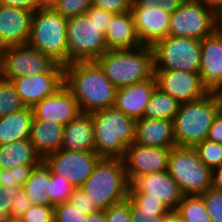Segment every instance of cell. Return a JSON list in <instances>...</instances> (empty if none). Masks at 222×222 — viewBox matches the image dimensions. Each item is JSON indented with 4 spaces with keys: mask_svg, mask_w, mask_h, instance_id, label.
<instances>
[{
    "mask_svg": "<svg viewBox=\"0 0 222 222\" xmlns=\"http://www.w3.org/2000/svg\"><path fill=\"white\" fill-rule=\"evenodd\" d=\"M64 86L78 102L82 113H92L114 105L117 88L96 61L65 65Z\"/></svg>",
    "mask_w": 222,
    "mask_h": 222,
    "instance_id": "obj_1",
    "label": "cell"
},
{
    "mask_svg": "<svg viewBox=\"0 0 222 222\" xmlns=\"http://www.w3.org/2000/svg\"><path fill=\"white\" fill-rule=\"evenodd\" d=\"M94 128V152L101 158L123 159L135 140L136 121L114 106L91 113Z\"/></svg>",
    "mask_w": 222,
    "mask_h": 222,
    "instance_id": "obj_2",
    "label": "cell"
},
{
    "mask_svg": "<svg viewBox=\"0 0 222 222\" xmlns=\"http://www.w3.org/2000/svg\"><path fill=\"white\" fill-rule=\"evenodd\" d=\"M219 112V100L213 93L195 101L181 103L173 119L176 146L195 147L206 140L213 120Z\"/></svg>",
    "mask_w": 222,
    "mask_h": 222,
    "instance_id": "obj_3",
    "label": "cell"
},
{
    "mask_svg": "<svg viewBox=\"0 0 222 222\" xmlns=\"http://www.w3.org/2000/svg\"><path fill=\"white\" fill-rule=\"evenodd\" d=\"M129 186L123 159L101 158L80 188L98 210L104 211L126 200Z\"/></svg>",
    "mask_w": 222,
    "mask_h": 222,
    "instance_id": "obj_4",
    "label": "cell"
},
{
    "mask_svg": "<svg viewBox=\"0 0 222 222\" xmlns=\"http://www.w3.org/2000/svg\"><path fill=\"white\" fill-rule=\"evenodd\" d=\"M96 62L117 89L149 79L154 74L152 46L107 50Z\"/></svg>",
    "mask_w": 222,
    "mask_h": 222,
    "instance_id": "obj_5",
    "label": "cell"
},
{
    "mask_svg": "<svg viewBox=\"0 0 222 222\" xmlns=\"http://www.w3.org/2000/svg\"><path fill=\"white\" fill-rule=\"evenodd\" d=\"M67 20L53 9H38L33 13L27 44L67 65Z\"/></svg>",
    "mask_w": 222,
    "mask_h": 222,
    "instance_id": "obj_6",
    "label": "cell"
},
{
    "mask_svg": "<svg viewBox=\"0 0 222 222\" xmlns=\"http://www.w3.org/2000/svg\"><path fill=\"white\" fill-rule=\"evenodd\" d=\"M167 171L183 195H202L211 188L212 170L200 160L194 147L171 148Z\"/></svg>",
    "mask_w": 222,
    "mask_h": 222,
    "instance_id": "obj_7",
    "label": "cell"
},
{
    "mask_svg": "<svg viewBox=\"0 0 222 222\" xmlns=\"http://www.w3.org/2000/svg\"><path fill=\"white\" fill-rule=\"evenodd\" d=\"M67 64L96 61L108 49L104 34L86 14L67 20Z\"/></svg>",
    "mask_w": 222,
    "mask_h": 222,
    "instance_id": "obj_8",
    "label": "cell"
},
{
    "mask_svg": "<svg viewBox=\"0 0 222 222\" xmlns=\"http://www.w3.org/2000/svg\"><path fill=\"white\" fill-rule=\"evenodd\" d=\"M154 70L199 73L201 40L167 36L153 46Z\"/></svg>",
    "mask_w": 222,
    "mask_h": 222,
    "instance_id": "obj_9",
    "label": "cell"
},
{
    "mask_svg": "<svg viewBox=\"0 0 222 222\" xmlns=\"http://www.w3.org/2000/svg\"><path fill=\"white\" fill-rule=\"evenodd\" d=\"M215 31V13L201 0H185L170 17L168 36L202 40Z\"/></svg>",
    "mask_w": 222,
    "mask_h": 222,
    "instance_id": "obj_10",
    "label": "cell"
},
{
    "mask_svg": "<svg viewBox=\"0 0 222 222\" xmlns=\"http://www.w3.org/2000/svg\"><path fill=\"white\" fill-rule=\"evenodd\" d=\"M57 62L28 44L0 49V77L14 78L48 73Z\"/></svg>",
    "mask_w": 222,
    "mask_h": 222,
    "instance_id": "obj_11",
    "label": "cell"
},
{
    "mask_svg": "<svg viewBox=\"0 0 222 222\" xmlns=\"http://www.w3.org/2000/svg\"><path fill=\"white\" fill-rule=\"evenodd\" d=\"M100 159L95 152L60 149L48 154L43 161L54 174L66 179L74 188H80L92 175Z\"/></svg>",
    "mask_w": 222,
    "mask_h": 222,
    "instance_id": "obj_12",
    "label": "cell"
},
{
    "mask_svg": "<svg viewBox=\"0 0 222 222\" xmlns=\"http://www.w3.org/2000/svg\"><path fill=\"white\" fill-rule=\"evenodd\" d=\"M135 31L143 46H153L168 36L171 13L149 0H133Z\"/></svg>",
    "mask_w": 222,
    "mask_h": 222,
    "instance_id": "obj_13",
    "label": "cell"
},
{
    "mask_svg": "<svg viewBox=\"0 0 222 222\" xmlns=\"http://www.w3.org/2000/svg\"><path fill=\"white\" fill-rule=\"evenodd\" d=\"M11 82L23 105L33 108L64 86V66L57 63L48 73L18 77Z\"/></svg>",
    "mask_w": 222,
    "mask_h": 222,
    "instance_id": "obj_14",
    "label": "cell"
},
{
    "mask_svg": "<svg viewBox=\"0 0 222 222\" xmlns=\"http://www.w3.org/2000/svg\"><path fill=\"white\" fill-rule=\"evenodd\" d=\"M170 151L171 148L129 145L123 157L129 183L145 174L167 171Z\"/></svg>",
    "mask_w": 222,
    "mask_h": 222,
    "instance_id": "obj_15",
    "label": "cell"
},
{
    "mask_svg": "<svg viewBox=\"0 0 222 222\" xmlns=\"http://www.w3.org/2000/svg\"><path fill=\"white\" fill-rule=\"evenodd\" d=\"M157 87L180 104L195 101L206 94L199 73L179 70H154Z\"/></svg>",
    "mask_w": 222,
    "mask_h": 222,
    "instance_id": "obj_16",
    "label": "cell"
},
{
    "mask_svg": "<svg viewBox=\"0 0 222 222\" xmlns=\"http://www.w3.org/2000/svg\"><path fill=\"white\" fill-rule=\"evenodd\" d=\"M199 75L207 93L222 92V32L214 31L201 40Z\"/></svg>",
    "mask_w": 222,
    "mask_h": 222,
    "instance_id": "obj_17",
    "label": "cell"
},
{
    "mask_svg": "<svg viewBox=\"0 0 222 222\" xmlns=\"http://www.w3.org/2000/svg\"><path fill=\"white\" fill-rule=\"evenodd\" d=\"M129 193H146L149 197L160 199L171 211L177 210L183 196L168 171L136 177L130 183Z\"/></svg>",
    "mask_w": 222,
    "mask_h": 222,
    "instance_id": "obj_18",
    "label": "cell"
},
{
    "mask_svg": "<svg viewBox=\"0 0 222 222\" xmlns=\"http://www.w3.org/2000/svg\"><path fill=\"white\" fill-rule=\"evenodd\" d=\"M32 109L33 120H45L61 125H67L82 113L78 102L65 86L54 95L42 99Z\"/></svg>",
    "mask_w": 222,
    "mask_h": 222,
    "instance_id": "obj_19",
    "label": "cell"
},
{
    "mask_svg": "<svg viewBox=\"0 0 222 222\" xmlns=\"http://www.w3.org/2000/svg\"><path fill=\"white\" fill-rule=\"evenodd\" d=\"M33 13L0 4V49L29 41Z\"/></svg>",
    "mask_w": 222,
    "mask_h": 222,
    "instance_id": "obj_20",
    "label": "cell"
},
{
    "mask_svg": "<svg viewBox=\"0 0 222 222\" xmlns=\"http://www.w3.org/2000/svg\"><path fill=\"white\" fill-rule=\"evenodd\" d=\"M156 87L154 74L144 81L120 87L117 89L113 106L135 121L142 119Z\"/></svg>",
    "mask_w": 222,
    "mask_h": 222,
    "instance_id": "obj_21",
    "label": "cell"
},
{
    "mask_svg": "<svg viewBox=\"0 0 222 222\" xmlns=\"http://www.w3.org/2000/svg\"><path fill=\"white\" fill-rule=\"evenodd\" d=\"M134 143L147 147L173 148L176 146L173 121L149 118L136 120Z\"/></svg>",
    "mask_w": 222,
    "mask_h": 222,
    "instance_id": "obj_22",
    "label": "cell"
},
{
    "mask_svg": "<svg viewBox=\"0 0 222 222\" xmlns=\"http://www.w3.org/2000/svg\"><path fill=\"white\" fill-rule=\"evenodd\" d=\"M61 149L94 152V128L91 113H80L64 125Z\"/></svg>",
    "mask_w": 222,
    "mask_h": 222,
    "instance_id": "obj_23",
    "label": "cell"
},
{
    "mask_svg": "<svg viewBox=\"0 0 222 222\" xmlns=\"http://www.w3.org/2000/svg\"><path fill=\"white\" fill-rule=\"evenodd\" d=\"M108 50L134 49L141 47L131 11L115 14L105 32Z\"/></svg>",
    "mask_w": 222,
    "mask_h": 222,
    "instance_id": "obj_24",
    "label": "cell"
},
{
    "mask_svg": "<svg viewBox=\"0 0 222 222\" xmlns=\"http://www.w3.org/2000/svg\"><path fill=\"white\" fill-rule=\"evenodd\" d=\"M64 125L45 120H33L29 140L35 151L44 159L61 149Z\"/></svg>",
    "mask_w": 222,
    "mask_h": 222,
    "instance_id": "obj_25",
    "label": "cell"
},
{
    "mask_svg": "<svg viewBox=\"0 0 222 222\" xmlns=\"http://www.w3.org/2000/svg\"><path fill=\"white\" fill-rule=\"evenodd\" d=\"M33 119L31 107L0 117V145L29 139Z\"/></svg>",
    "mask_w": 222,
    "mask_h": 222,
    "instance_id": "obj_26",
    "label": "cell"
},
{
    "mask_svg": "<svg viewBox=\"0 0 222 222\" xmlns=\"http://www.w3.org/2000/svg\"><path fill=\"white\" fill-rule=\"evenodd\" d=\"M43 159L29 139L0 145V167L10 169L22 165H39Z\"/></svg>",
    "mask_w": 222,
    "mask_h": 222,
    "instance_id": "obj_27",
    "label": "cell"
},
{
    "mask_svg": "<svg viewBox=\"0 0 222 222\" xmlns=\"http://www.w3.org/2000/svg\"><path fill=\"white\" fill-rule=\"evenodd\" d=\"M51 178L50 168L42 161L25 181L23 191L30 198L33 205L51 206L48 191V180Z\"/></svg>",
    "mask_w": 222,
    "mask_h": 222,
    "instance_id": "obj_28",
    "label": "cell"
},
{
    "mask_svg": "<svg viewBox=\"0 0 222 222\" xmlns=\"http://www.w3.org/2000/svg\"><path fill=\"white\" fill-rule=\"evenodd\" d=\"M179 107L180 103L176 99L156 87L146 106L143 118L173 121Z\"/></svg>",
    "mask_w": 222,
    "mask_h": 222,
    "instance_id": "obj_29",
    "label": "cell"
},
{
    "mask_svg": "<svg viewBox=\"0 0 222 222\" xmlns=\"http://www.w3.org/2000/svg\"><path fill=\"white\" fill-rule=\"evenodd\" d=\"M175 212L182 222H212L201 195H183Z\"/></svg>",
    "mask_w": 222,
    "mask_h": 222,
    "instance_id": "obj_30",
    "label": "cell"
},
{
    "mask_svg": "<svg viewBox=\"0 0 222 222\" xmlns=\"http://www.w3.org/2000/svg\"><path fill=\"white\" fill-rule=\"evenodd\" d=\"M25 108L15 86L0 77V117L10 115Z\"/></svg>",
    "mask_w": 222,
    "mask_h": 222,
    "instance_id": "obj_31",
    "label": "cell"
},
{
    "mask_svg": "<svg viewBox=\"0 0 222 222\" xmlns=\"http://www.w3.org/2000/svg\"><path fill=\"white\" fill-rule=\"evenodd\" d=\"M74 187L64 178L51 171V178L48 180V194L51 197V207L70 200Z\"/></svg>",
    "mask_w": 222,
    "mask_h": 222,
    "instance_id": "obj_32",
    "label": "cell"
},
{
    "mask_svg": "<svg viewBox=\"0 0 222 222\" xmlns=\"http://www.w3.org/2000/svg\"><path fill=\"white\" fill-rule=\"evenodd\" d=\"M194 148L200 160L211 170L222 165V144L206 139Z\"/></svg>",
    "mask_w": 222,
    "mask_h": 222,
    "instance_id": "obj_33",
    "label": "cell"
},
{
    "mask_svg": "<svg viewBox=\"0 0 222 222\" xmlns=\"http://www.w3.org/2000/svg\"><path fill=\"white\" fill-rule=\"evenodd\" d=\"M37 165H22L10 169H2L0 186L10 187L12 184L23 186Z\"/></svg>",
    "mask_w": 222,
    "mask_h": 222,
    "instance_id": "obj_34",
    "label": "cell"
},
{
    "mask_svg": "<svg viewBox=\"0 0 222 222\" xmlns=\"http://www.w3.org/2000/svg\"><path fill=\"white\" fill-rule=\"evenodd\" d=\"M92 0H59L53 10L69 19L86 13Z\"/></svg>",
    "mask_w": 222,
    "mask_h": 222,
    "instance_id": "obj_35",
    "label": "cell"
},
{
    "mask_svg": "<svg viewBox=\"0 0 222 222\" xmlns=\"http://www.w3.org/2000/svg\"><path fill=\"white\" fill-rule=\"evenodd\" d=\"M86 214L75 207L70 201L54 206L55 222H85Z\"/></svg>",
    "mask_w": 222,
    "mask_h": 222,
    "instance_id": "obj_36",
    "label": "cell"
},
{
    "mask_svg": "<svg viewBox=\"0 0 222 222\" xmlns=\"http://www.w3.org/2000/svg\"><path fill=\"white\" fill-rule=\"evenodd\" d=\"M212 222H222V191L209 188L201 195Z\"/></svg>",
    "mask_w": 222,
    "mask_h": 222,
    "instance_id": "obj_37",
    "label": "cell"
},
{
    "mask_svg": "<svg viewBox=\"0 0 222 222\" xmlns=\"http://www.w3.org/2000/svg\"><path fill=\"white\" fill-rule=\"evenodd\" d=\"M23 192V186L12 184L10 187L0 186V222H6L9 218V210L13 197Z\"/></svg>",
    "mask_w": 222,
    "mask_h": 222,
    "instance_id": "obj_38",
    "label": "cell"
},
{
    "mask_svg": "<svg viewBox=\"0 0 222 222\" xmlns=\"http://www.w3.org/2000/svg\"><path fill=\"white\" fill-rule=\"evenodd\" d=\"M128 198L140 209L149 211H171L160 199L146 193H128Z\"/></svg>",
    "mask_w": 222,
    "mask_h": 222,
    "instance_id": "obj_39",
    "label": "cell"
},
{
    "mask_svg": "<svg viewBox=\"0 0 222 222\" xmlns=\"http://www.w3.org/2000/svg\"><path fill=\"white\" fill-rule=\"evenodd\" d=\"M21 222H53L54 207L32 205L31 208L20 218Z\"/></svg>",
    "mask_w": 222,
    "mask_h": 222,
    "instance_id": "obj_40",
    "label": "cell"
},
{
    "mask_svg": "<svg viewBox=\"0 0 222 222\" xmlns=\"http://www.w3.org/2000/svg\"><path fill=\"white\" fill-rule=\"evenodd\" d=\"M105 211L106 222H131L130 199L111 205Z\"/></svg>",
    "mask_w": 222,
    "mask_h": 222,
    "instance_id": "obj_41",
    "label": "cell"
},
{
    "mask_svg": "<svg viewBox=\"0 0 222 222\" xmlns=\"http://www.w3.org/2000/svg\"><path fill=\"white\" fill-rule=\"evenodd\" d=\"M171 211H149L138 208L130 200L131 222H161Z\"/></svg>",
    "mask_w": 222,
    "mask_h": 222,
    "instance_id": "obj_42",
    "label": "cell"
},
{
    "mask_svg": "<svg viewBox=\"0 0 222 222\" xmlns=\"http://www.w3.org/2000/svg\"><path fill=\"white\" fill-rule=\"evenodd\" d=\"M133 0H92V5L113 14L131 11Z\"/></svg>",
    "mask_w": 222,
    "mask_h": 222,
    "instance_id": "obj_43",
    "label": "cell"
},
{
    "mask_svg": "<svg viewBox=\"0 0 222 222\" xmlns=\"http://www.w3.org/2000/svg\"><path fill=\"white\" fill-rule=\"evenodd\" d=\"M90 20H93L94 23L100 28L101 32L105 35L107 28L112 20V17L115 15L111 12H108L102 8L95 6H90L85 13Z\"/></svg>",
    "mask_w": 222,
    "mask_h": 222,
    "instance_id": "obj_44",
    "label": "cell"
},
{
    "mask_svg": "<svg viewBox=\"0 0 222 222\" xmlns=\"http://www.w3.org/2000/svg\"><path fill=\"white\" fill-rule=\"evenodd\" d=\"M75 207L82 210L86 215L95 213L98 209L94 203L90 201L89 197L81 188H75L69 200Z\"/></svg>",
    "mask_w": 222,
    "mask_h": 222,
    "instance_id": "obj_45",
    "label": "cell"
},
{
    "mask_svg": "<svg viewBox=\"0 0 222 222\" xmlns=\"http://www.w3.org/2000/svg\"><path fill=\"white\" fill-rule=\"evenodd\" d=\"M32 205L33 204L30 198L23 191L13 197L9 215L12 218L20 219L28 211V209L31 208Z\"/></svg>",
    "mask_w": 222,
    "mask_h": 222,
    "instance_id": "obj_46",
    "label": "cell"
},
{
    "mask_svg": "<svg viewBox=\"0 0 222 222\" xmlns=\"http://www.w3.org/2000/svg\"><path fill=\"white\" fill-rule=\"evenodd\" d=\"M207 140L222 144V113L219 112L209 129Z\"/></svg>",
    "mask_w": 222,
    "mask_h": 222,
    "instance_id": "obj_47",
    "label": "cell"
},
{
    "mask_svg": "<svg viewBox=\"0 0 222 222\" xmlns=\"http://www.w3.org/2000/svg\"><path fill=\"white\" fill-rule=\"evenodd\" d=\"M0 4L8 7L27 10L32 13L39 9L35 0H0Z\"/></svg>",
    "mask_w": 222,
    "mask_h": 222,
    "instance_id": "obj_48",
    "label": "cell"
},
{
    "mask_svg": "<svg viewBox=\"0 0 222 222\" xmlns=\"http://www.w3.org/2000/svg\"><path fill=\"white\" fill-rule=\"evenodd\" d=\"M159 5L166 12L173 13L185 0H149Z\"/></svg>",
    "mask_w": 222,
    "mask_h": 222,
    "instance_id": "obj_49",
    "label": "cell"
},
{
    "mask_svg": "<svg viewBox=\"0 0 222 222\" xmlns=\"http://www.w3.org/2000/svg\"><path fill=\"white\" fill-rule=\"evenodd\" d=\"M211 188L222 191V165L212 170Z\"/></svg>",
    "mask_w": 222,
    "mask_h": 222,
    "instance_id": "obj_50",
    "label": "cell"
},
{
    "mask_svg": "<svg viewBox=\"0 0 222 222\" xmlns=\"http://www.w3.org/2000/svg\"><path fill=\"white\" fill-rule=\"evenodd\" d=\"M85 222H106L105 211L98 210L86 216Z\"/></svg>",
    "mask_w": 222,
    "mask_h": 222,
    "instance_id": "obj_51",
    "label": "cell"
},
{
    "mask_svg": "<svg viewBox=\"0 0 222 222\" xmlns=\"http://www.w3.org/2000/svg\"><path fill=\"white\" fill-rule=\"evenodd\" d=\"M59 0H35L39 9H53Z\"/></svg>",
    "mask_w": 222,
    "mask_h": 222,
    "instance_id": "obj_52",
    "label": "cell"
},
{
    "mask_svg": "<svg viewBox=\"0 0 222 222\" xmlns=\"http://www.w3.org/2000/svg\"><path fill=\"white\" fill-rule=\"evenodd\" d=\"M214 13L222 7V0H201Z\"/></svg>",
    "mask_w": 222,
    "mask_h": 222,
    "instance_id": "obj_53",
    "label": "cell"
},
{
    "mask_svg": "<svg viewBox=\"0 0 222 222\" xmlns=\"http://www.w3.org/2000/svg\"><path fill=\"white\" fill-rule=\"evenodd\" d=\"M215 31L222 32V7L215 12Z\"/></svg>",
    "mask_w": 222,
    "mask_h": 222,
    "instance_id": "obj_54",
    "label": "cell"
},
{
    "mask_svg": "<svg viewBox=\"0 0 222 222\" xmlns=\"http://www.w3.org/2000/svg\"><path fill=\"white\" fill-rule=\"evenodd\" d=\"M161 222H182L175 211H171Z\"/></svg>",
    "mask_w": 222,
    "mask_h": 222,
    "instance_id": "obj_55",
    "label": "cell"
},
{
    "mask_svg": "<svg viewBox=\"0 0 222 222\" xmlns=\"http://www.w3.org/2000/svg\"><path fill=\"white\" fill-rule=\"evenodd\" d=\"M216 96L219 100L220 112L222 113V92L216 93Z\"/></svg>",
    "mask_w": 222,
    "mask_h": 222,
    "instance_id": "obj_56",
    "label": "cell"
},
{
    "mask_svg": "<svg viewBox=\"0 0 222 222\" xmlns=\"http://www.w3.org/2000/svg\"><path fill=\"white\" fill-rule=\"evenodd\" d=\"M6 222H21L20 219L10 217Z\"/></svg>",
    "mask_w": 222,
    "mask_h": 222,
    "instance_id": "obj_57",
    "label": "cell"
}]
</instances>
